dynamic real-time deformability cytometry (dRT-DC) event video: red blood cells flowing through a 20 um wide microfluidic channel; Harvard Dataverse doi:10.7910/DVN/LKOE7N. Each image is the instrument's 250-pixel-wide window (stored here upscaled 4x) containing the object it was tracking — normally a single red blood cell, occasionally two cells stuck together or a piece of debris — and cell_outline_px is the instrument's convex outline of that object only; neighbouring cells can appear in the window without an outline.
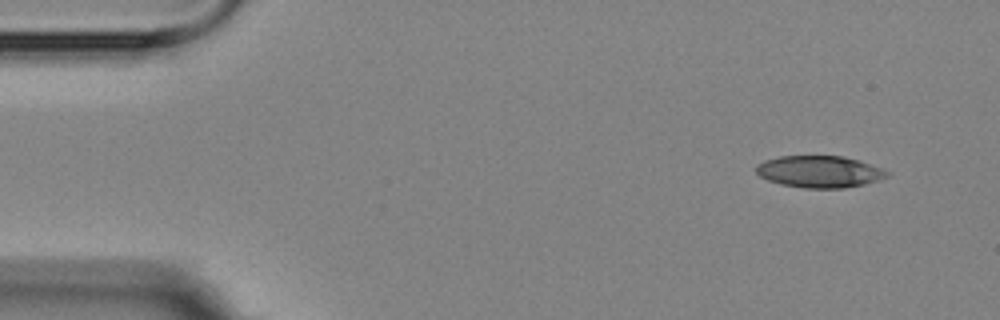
{"species": "Egyptian fruit bat (a non-hibernating species)", "species_latin": "Rousettus aegyptiacus", "temperature_condition": "room temperature", "stored_images_in_passage": 5, "camera_frame_rate_fps": 3000, "um_per_image_px": 0.085, "animal": {"sex": "female"}, "frame": {"image": 1, "passage_image": 1, "time_ms": 0.0, "image_size_px": [1000, 320], "cell_outline_px": [[888, 176], [864, 184], [844, 188], [804, 188], [780, 184], [768, 180], [760, 176], [756, 172], [756, 164], [764, 160], [780, 156], [844, 156], [880, 168], [888, 172]], "centroid_in_image_um": [69.59, 14.59], "position_along_channel_um": 15.4, "area_um2": 24.04}}
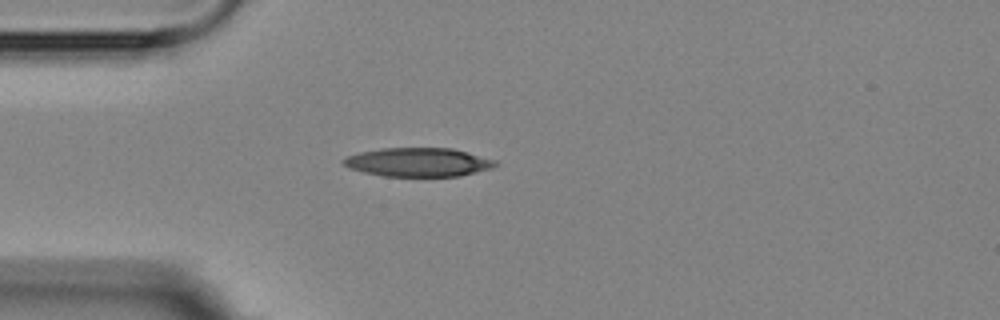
{"frame": {"image": 2, "passage_image": 4, "time_ms": 3.333, "image_size_px": [1000, 320], "cell_outline_px": [[496, 164], [492, 168], [460, 176], [384, 176], [364, 172], [348, 168], [340, 160], [348, 156], [360, 152], [384, 148], [452, 148], [496, 160]], "centroid_in_image_um": [35.53, 13.79], "position_along_channel_um": 49.5, "area_um2": 25.32}}